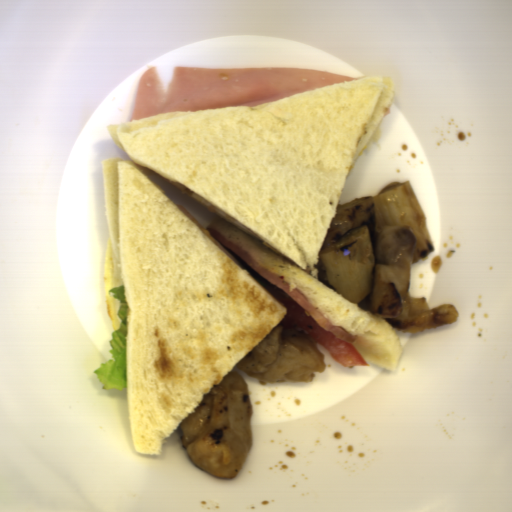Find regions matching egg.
Returning a JSON list of instances; mask_svg holds the SVG:
<instances>
[{"label":"egg","instance_id":"d2b9013d","mask_svg":"<svg viewBox=\"0 0 512 512\" xmlns=\"http://www.w3.org/2000/svg\"><path fill=\"white\" fill-rule=\"evenodd\" d=\"M123 285L117 284L114 254L110 235L106 239L105 255H104V272H103V287L105 294L106 308L111 322L112 328L115 331L120 329L122 319L117 315L121 303L116 299L112 292L113 288Z\"/></svg>","mask_w":512,"mask_h":512}]
</instances>
